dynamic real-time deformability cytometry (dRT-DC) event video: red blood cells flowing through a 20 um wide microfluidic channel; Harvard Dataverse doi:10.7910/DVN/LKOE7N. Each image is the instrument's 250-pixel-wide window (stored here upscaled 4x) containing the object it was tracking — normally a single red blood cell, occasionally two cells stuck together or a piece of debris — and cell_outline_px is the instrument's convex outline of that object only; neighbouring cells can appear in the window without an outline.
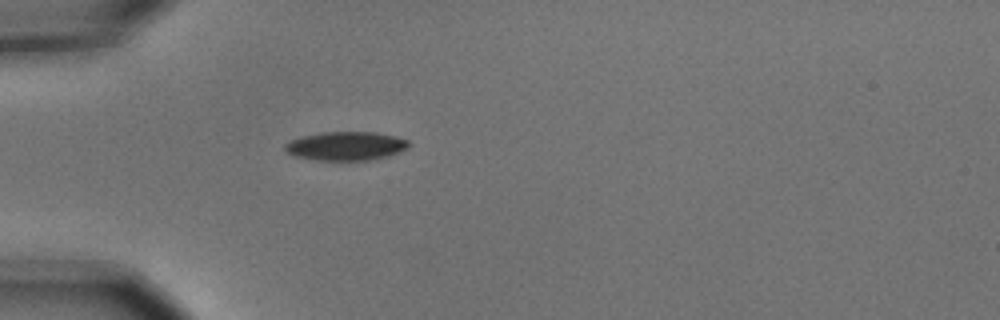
{"species": "common noctule bat (a hibernating species)", "species_latin": "Nyctalus noctula", "temperature_condition": "cold", "stored_images_in_passage": 1, "camera_frame_rate_fps": 3000, "um_per_image_px": 0.085, "animal": {"sex": "male", "body_mass_g": 15.6}, "frame": {"image": 1, "passage_image": 1, "time_ms": 0.0, "image_size_px": [1000, 320], "cell_outline_px": [[412, 144], [408, 148], [400, 152], [388, 156], [368, 160], [316, 160], [296, 156], [288, 152], [284, 148], [284, 144], [300, 136], [320, 132], [376, 132], [396, 136], [408, 140]], "centroid_in_image_um": [29.44, 12.4], "position_along_channel_um": 55.6, "area_um2": 20.87}}